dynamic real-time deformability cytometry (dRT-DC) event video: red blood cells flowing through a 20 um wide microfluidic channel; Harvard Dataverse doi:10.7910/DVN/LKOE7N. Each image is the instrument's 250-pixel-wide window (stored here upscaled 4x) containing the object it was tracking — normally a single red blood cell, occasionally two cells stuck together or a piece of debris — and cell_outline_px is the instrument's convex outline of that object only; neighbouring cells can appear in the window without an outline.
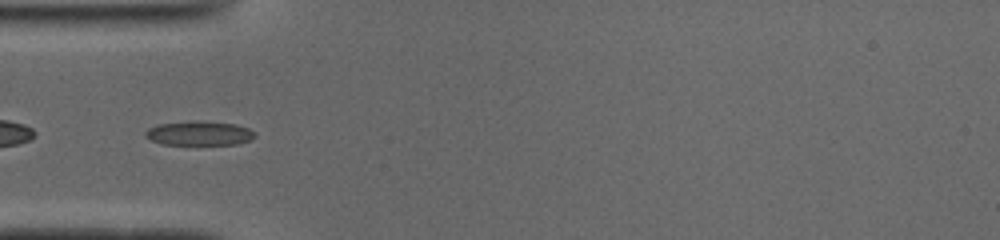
{"species": "common noctule bat (a hibernating species)", "species_latin": "Nyctalus noctula", "temperature_condition": "cold", "stored_images_in_passage": 51, "segment_of_instrument_passage": [2, 2], "camera_frame_rate_fps": 3000, "um_per_image_px": 0.085, "animal": {"sex": "male", "body_mass_g": 19.0, "forearm_length_mm": 50.8}, "frame": {"image": 1, "passage_image": 16, "time_ms": 5.0, "image_size_px": [1000, 240], "cell_outline_px": [[256, 136], [252, 140], [236, 144], [164, 144], [152, 140], [144, 136], [144, 132], [148, 128], [156, 124], [236, 124], [248, 128], [256, 132]], "centroid_in_image_um": [16.97, 11.38], "position_along_channel_um": 68.0, "area_um2": 14.45}}
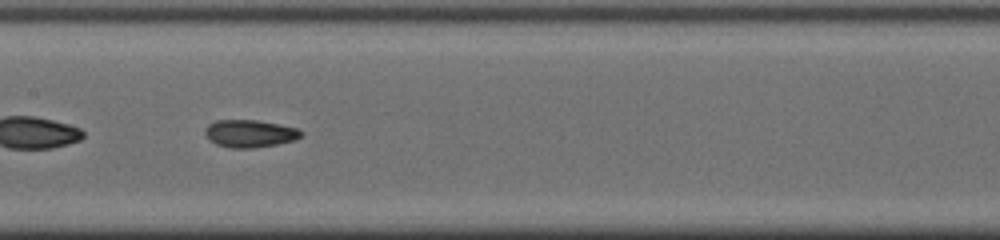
{"frame": {"image": 2, "passage_image": 25, "time_ms": 8.0, "image_size_px": [1000, 240], "cell_outline_px": [[304, 136], [296, 140], [256, 148], [228, 148], [216, 144], [204, 132], [204, 128], [208, 124], [216, 120], [256, 120], [280, 124], [296, 128], [304, 132]], "centroid_in_image_um": [21.27, 11.35], "position_along_channel_um": 186.1, "area_um2": 15.55}}
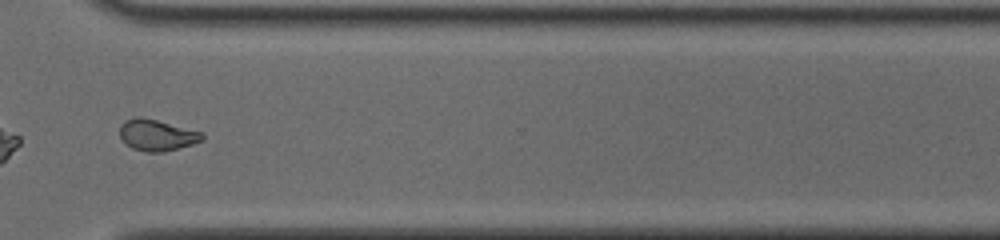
{"frame": {"image": 3, "passage_image": 38, "time_ms": 12.333, "image_size_px": [1000, 240], "cell_outline_px": [[204, 140], [192, 144], [164, 152], [148, 152], [132, 148], [124, 144], [120, 136], [120, 124], [124, 120], [136, 116], [140, 116], [204, 132]], "centroid_in_image_um": [13.32, 11.48], "position_along_channel_um": 357.3, "area_um2": 15.2}}